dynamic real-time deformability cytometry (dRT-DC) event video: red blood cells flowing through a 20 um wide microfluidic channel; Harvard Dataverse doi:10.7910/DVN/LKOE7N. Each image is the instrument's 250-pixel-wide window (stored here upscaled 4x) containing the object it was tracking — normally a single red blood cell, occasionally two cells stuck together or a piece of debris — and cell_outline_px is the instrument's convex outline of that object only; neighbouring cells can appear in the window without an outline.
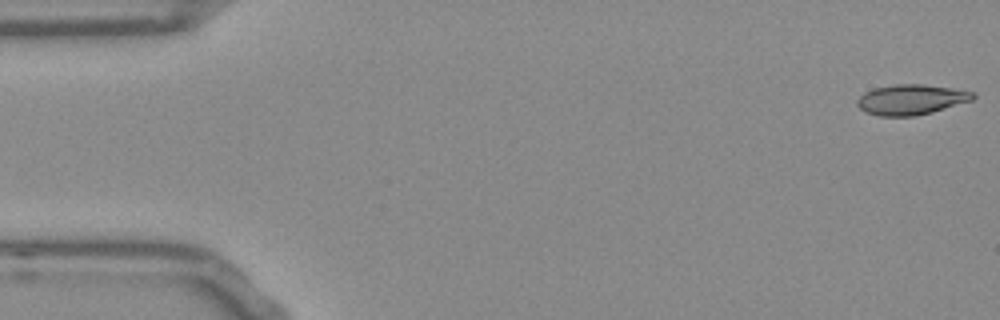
{"species": "Egyptian fruit bat (a non-hibernating species)", "species_latin": "Rousettus aegyptiacus", "temperature_condition": "room temperature", "stored_images_in_passage": 10, "camera_frame_rate_fps": 3000, "um_per_image_px": 0.085, "frame": {"image": 1, "passage_image": 1, "time_ms": 0.0, "image_size_px": [1000, 320], "cell_outline_px": [[976, 96], [972, 100], [932, 112], [916, 116], [880, 116], [868, 112], [860, 108], [856, 104], [856, 100], [864, 92], [872, 88], [896, 84], [924, 84], [972, 92]], "centroid_in_image_um": [77.4, 8.46], "position_along_channel_um": 7.6, "area_um2": 20.23}}